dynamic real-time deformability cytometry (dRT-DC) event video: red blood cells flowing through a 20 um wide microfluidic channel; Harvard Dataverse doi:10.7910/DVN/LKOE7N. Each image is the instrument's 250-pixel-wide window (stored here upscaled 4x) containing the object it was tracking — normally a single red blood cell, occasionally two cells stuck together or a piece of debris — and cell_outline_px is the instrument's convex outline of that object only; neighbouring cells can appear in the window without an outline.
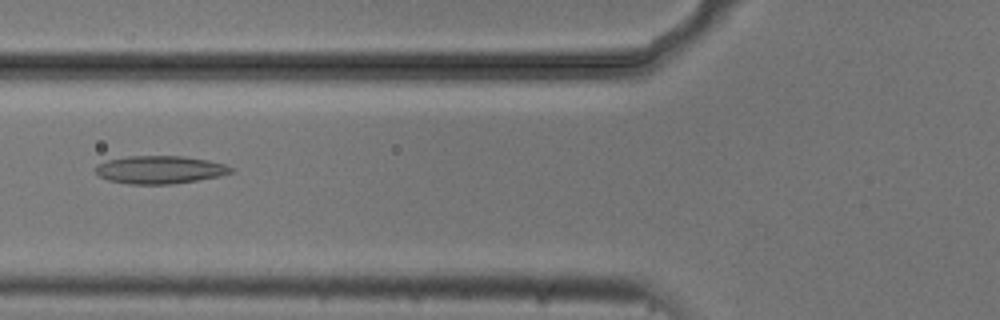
{"species": "common noctule bat (a hibernating species)", "species_latin": "Nyctalus noctula", "temperature_condition": "cold", "stored_images_in_passage": 2, "camera_frame_rate_fps": 3000, "um_per_image_px": 0.085, "animal": {"sex": "male", "body_mass_g": 20.5, "forearm_length_mm": 52.5}, "frame": {"image": 1, "passage_image": 2, "time_ms": 0.333, "image_size_px": [1000, 320], "cell_outline_px": [[232, 172], [220, 176], [172, 184], [128, 184], [108, 180], [100, 176], [96, 172], [96, 164], [108, 160], [124, 156], [184, 156], [208, 160], [224, 164], [232, 168]], "centroid_in_image_um": [13.56, 14.42], "position_along_channel_um": 112.2, "area_um2": 21.96}}